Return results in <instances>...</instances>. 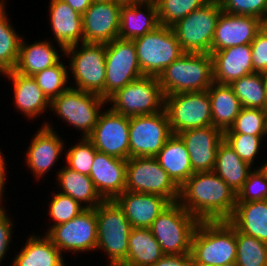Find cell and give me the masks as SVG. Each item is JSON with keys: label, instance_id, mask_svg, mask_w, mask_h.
I'll return each mask as SVG.
<instances>
[{"label": "cell", "instance_id": "6da1fadb", "mask_svg": "<svg viewBox=\"0 0 267 266\" xmlns=\"http://www.w3.org/2000/svg\"><path fill=\"white\" fill-rule=\"evenodd\" d=\"M237 194L216 173L195 172L179 188L178 203L199 221H228Z\"/></svg>", "mask_w": 267, "mask_h": 266}, {"label": "cell", "instance_id": "7a4b0ae2", "mask_svg": "<svg viewBox=\"0 0 267 266\" xmlns=\"http://www.w3.org/2000/svg\"><path fill=\"white\" fill-rule=\"evenodd\" d=\"M164 96L183 92H202L213 80L211 53H184L158 77Z\"/></svg>", "mask_w": 267, "mask_h": 266}, {"label": "cell", "instance_id": "3957f363", "mask_svg": "<svg viewBox=\"0 0 267 266\" xmlns=\"http://www.w3.org/2000/svg\"><path fill=\"white\" fill-rule=\"evenodd\" d=\"M191 256L199 263L222 266L236 261V228L229 221H200Z\"/></svg>", "mask_w": 267, "mask_h": 266}, {"label": "cell", "instance_id": "277c9868", "mask_svg": "<svg viewBox=\"0 0 267 266\" xmlns=\"http://www.w3.org/2000/svg\"><path fill=\"white\" fill-rule=\"evenodd\" d=\"M63 53L65 58L69 57L68 70L71 71L76 84L71 83L70 87L95 93L105 99V44L82 42L81 45L75 44L65 48Z\"/></svg>", "mask_w": 267, "mask_h": 266}, {"label": "cell", "instance_id": "5b68a950", "mask_svg": "<svg viewBox=\"0 0 267 266\" xmlns=\"http://www.w3.org/2000/svg\"><path fill=\"white\" fill-rule=\"evenodd\" d=\"M97 218V247L105 251L110 262L123 264L128 255V240L132 226L114 200H103L95 208Z\"/></svg>", "mask_w": 267, "mask_h": 266}, {"label": "cell", "instance_id": "8992f818", "mask_svg": "<svg viewBox=\"0 0 267 266\" xmlns=\"http://www.w3.org/2000/svg\"><path fill=\"white\" fill-rule=\"evenodd\" d=\"M199 220L178 202L170 203L149 227L164 254L191 253L192 237Z\"/></svg>", "mask_w": 267, "mask_h": 266}, {"label": "cell", "instance_id": "52a82bcc", "mask_svg": "<svg viewBox=\"0 0 267 266\" xmlns=\"http://www.w3.org/2000/svg\"><path fill=\"white\" fill-rule=\"evenodd\" d=\"M106 103L107 100L100 95L69 87L50 101L49 110L82 131L81 138H88Z\"/></svg>", "mask_w": 267, "mask_h": 266}, {"label": "cell", "instance_id": "ba28073f", "mask_svg": "<svg viewBox=\"0 0 267 266\" xmlns=\"http://www.w3.org/2000/svg\"><path fill=\"white\" fill-rule=\"evenodd\" d=\"M222 9L210 0L171 26L184 53H211L215 27Z\"/></svg>", "mask_w": 267, "mask_h": 266}, {"label": "cell", "instance_id": "9c48e42d", "mask_svg": "<svg viewBox=\"0 0 267 266\" xmlns=\"http://www.w3.org/2000/svg\"><path fill=\"white\" fill-rule=\"evenodd\" d=\"M133 41L144 76L159 77L167 66L184 54L171 27L160 25Z\"/></svg>", "mask_w": 267, "mask_h": 266}, {"label": "cell", "instance_id": "30bf717a", "mask_svg": "<svg viewBox=\"0 0 267 266\" xmlns=\"http://www.w3.org/2000/svg\"><path fill=\"white\" fill-rule=\"evenodd\" d=\"M107 103L124 116L154 114L164 110L165 96L158 77L143 76L113 94Z\"/></svg>", "mask_w": 267, "mask_h": 266}, {"label": "cell", "instance_id": "8fae6325", "mask_svg": "<svg viewBox=\"0 0 267 266\" xmlns=\"http://www.w3.org/2000/svg\"><path fill=\"white\" fill-rule=\"evenodd\" d=\"M126 191L162 196L178 202L179 187L160 166L155 157H130L126 167Z\"/></svg>", "mask_w": 267, "mask_h": 266}, {"label": "cell", "instance_id": "7c38bea8", "mask_svg": "<svg viewBox=\"0 0 267 266\" xmlns=\"http://www.w3.org/2000/svg\"><path fill=\"white\" fill-rule=\"evenodd\" d=\"M164 109L171 132L175 135L188 129L212 125L211 103L207 90L166 95Z\"/></svg>", "mask_w": 267, "mask_h": 266}, {"label": "cell", "instance_id": "4fadbf2b", "mask_svg": "<svg viewBox=\"0 0 267 266\" xmlns=\"http://www.w3.org/2000/svg\"><path fill=\"white\" fill-rule=\"evenodd\" d=\"M105 99L141 77L138 56L133 40L116 38L105 44Z\"/></svg>", "mask_w": 267, "mask_h": 266}, {"label": "cell", "instance_id": "5bb4252c", "mask_svg": "<svg viewBox=\"0 0 267 266\" xmlns=\"http://www.w3.org/2000/svg\"><path fill=\"white\" fill-rule=\"evenodd\" d=\"M173 135L165 109L140 116L129 122V158L155 157Z\"/></svg>", "mask_w": 267, "mask_h": 266}, {"label": "cell", "instance_id": "9a60e30c", "mask_svg": "<svg viewBox=\"0 0 267 266\" xmlns=\"http://www.w3.org/2000/svg\"><path fill=\"white\" fill-rule=\"evenodd\" d=\"M46 235L62 254L66 251H73L72 253L95 251L97 247L95 208H86L70 221L53 226Z\"/></svg>", "mask_w": 267, "mask_h": 266}, {"label": "cell", "instance_id": "2e32d148", "mask_svg": "<svg viewBox=\"0 0 267 266\" xmlns=\"http://www.w3.org/2000/svg\"><path fill=\"white\" fill-rule=\"evenodd\" d=\"M130 117L114 112L110 107L102 110L88 139L98 152L119 159L129 158Z\"/></svg>", "mask_w": 267, "mask_h": 266}, {"label": "cell", "instance_id": "e0dca14e", "mask_svg": "<svg viewBox=\"0 0 267 266\" xmlns=\"http://www.w3.org/2000/svg\"><path fill=\"white\" fill-rule=\"evenodd\" d=\"M120 8L118 2H92L82 15L84 42L107 44L118 38Z\"/></svg>", "mask_w": 267, "mask_h": 266}, {"label": "cell", "instance_id": "ac0fdd59", "mask_svg": "<svg viewBox=\"0 0 267 266\" xmlns=\"http://www.w3.org/2000/svg\"><path fill=\"white\" fill-rule=\"evenodd\" d=\"M264 24L257 17L234 15L222 11L216 23L211 53L250 44Z\"/></svg>", "mask_w": 267, "mask_h": 266}, {"label": "cell", "instance_id": "d6986e66", "mask_svg": "<svg viewBox=\"0 0 267 266\" xmlns=\"http://www.w3.org/2000/svg\"><path fill=\"white\" fill-rule=\"evenodd\" d=\"M177 135L186 146L193 172H212L218 146L223 141V132L210 125L188 129Z\"/></svg>", "mask_w": 267, "mask_h": 266}, {"label": "cell", "instance_id": "ffe728a7", "mask_svg": "<svg viewBox=\"0 0 267 266\" xmlns=\"http://www.w3.org/2000/svg\"><path fill=\"white\" fill-rule=\"evenodd\" d=\"M49 124L44 122L33 135L25 156V162L37 180L51 171L66 147L62 138L53 129V125Z\"/></svg>", "mask_w": 267, "mask_h": 266}, {"label": "cell", "instance_id": "44dd1931", "mask_svg": "<svg viewBox=\"0 0 267 266\" xmlns=\"http://www.w3.org/2000/svg\"><path fill=\"white\" fill-rule=\"evenodd\" d=\"M127 160L97 152L90 178L103 200H114L126 189Z\"/></svg>", "mask_w": 267, "mask_h": 266}, {"label": "cell", "instance_id": "7402d4cb", "mask_svg": "<svg viewBox=\"0 0 267 266\" xmlns=\"http://www.w3.org/2000/svg\"><path fill=\"white\" fill-rule=\"evenodd\" d=\"M114 201L121 208L132 228H149L170 202L162 196L124 191Z\"/></svg>", "mask_w": 267, "mask_h": 266}, {"label": "cell", "instance_id": "603a6c76", "mask_svg": "<svg viewBox=\"0 0 267 266\" xmlns=\"http://www.w3.org/2000/svg\"><path fill=\"white\" fill-rule=\"evenodd\" d=\"M213 80L220 85H230L234 80L254 73L250 44L229 47L211 53Z\"/></svg>", "mask_w": 267, "mask_h": 266}, {"label": "cell", "instance_id": "cb8c5ba5", "mask_svg": "<svg viewBox=\"0 0 267 266\" xmlns=\"http://www.w3.org/2000/svg\"><path fill=\"white\" fill-rule=\"evenodd\" d=\"M50 25L61 53L84 42L82 15L62 0H50Z\"/></svg>", "mask_w": 267, "mask_h": 266}, {"label": "cell", "instance_id": "d4e9b609", "mask_svg": "<svg viewBox=\"0 0 267 266\" xmlns=\"http://www.w3.org/2000/svg\"><path fill=\"white\" fill-rule=\"evenodd\" d=\"M2 75L13 83V98L16 110H19L28 119L33 120V118L41 116L47 107L50 108V100L32 76L22 75L15 71H9Z\"/></svg>", "mask_w": 267, "mask_h": 266}, {"label": "cell", "instance_id": "484cf974", "mask_svg": "<svg viewBox=\"0 0 267 266\" xmlns=\"http://www.w3.org/2000/svg\"><path fill=\"white\" fill-rule=\"evenodd\" d=\"M158 26L160 23L155 3L121 5L118 38L135 40Z\"/></svg>", "mask_w": 267, "mask_h": 266}, {"label": "cell", "instance_id": "4316f807", "mask_svg": "<svg viewBox=\"0 0 267 266\" xmlns=\"http://www.w3.org/2000/svg\"><path fill=\"white\" fill-rule=\"evenodd\" d=\"M27 43L22 36L18 60L13 71L22 75L33 76L60 61V51L58 52V49L49 40L35 41L29 45Z\"/></svg>", "mask_w": 267, "mask_h": 266}, {"label": "cell", "instance_id": "83f0119b", "mask_svg": "<svg viewBox=\"0 0 267 266\" xmlns=\"http://www.w3.org/2000/svg\"><path fill=\"white\" fill-rule=\"evenodd\" d=\"M155 159L179 188L194 173L189 153L178 135L173 134L165 142Z\"/></svg>", "mask_w": 267, "mask_h": 266}, {"label": "cell", "instance_id": "f1b7e54d", "mask_svg": "<svg viewBox=\"0 0 267 266\" xmlns=\"http://www.w3.org/2000/svg\"><path fill=\"white\" fill-rule=\"evenodd\" d=\"M63 259V254L46 234L30 235L11 266H66Z\"/></svg>", "mask_w": 267, "mask_h": 266}, {"label": "cell", "instance_id": "f546056e", "mask_svg": "<svg viewBox=\"0 0 267 266\" xmlns=\"http://www.w3.org/2000/svg\"><path fill=\"white\" fill-rule=\"evenodd\" d=\"M239 232L267 244V200L236 202L228 220Z\"/></svg>", "mask_w": 267, "mask_h": 266}, {"label": "cell", "instance_id": "4dcf8cb0", "mask_svg": "<svg viewBox=\"0 0 267 266\" xmlns=\"http://www.w3.org/2000/svg\"><path fill=\"white\" fill-rule=\"evenodd\" d=\"M212 112V125L222 132L228 130L242 109L230 85L213 83L207 90Z\"/></svg>", "mask_w": 267, "mask_h": 266}, {"label": "cell", "instance_id": "1f68e13d", "mask_svg": "<svg viewBox=\"0 0 267 266\" xmlns=\"http://www.w3.org/2000/svg\"><path fill=\"white\" fill-rule=\"evenodd\" d=\"M56 176L61 188L59 192L69 195L85 208H96L103 201L89 175L71 170L65 165L57 171Z\"/></svg>", "mask_w": 267, "mask_h": 266}, {"label": "cell", "instance_id": "d6a6232c", "mask_svg": "<svg viewBox=\"0 0 267 266\" xmlns=\"http://www.w3.org/2000/svg\"><path fill=\"white\" fill-rule=\"evenodd\" d=\"M223 140L217 149L213 172L221 177L236 194L241 190L253 170Z\"/></svg>", "mask_w": 267, "mask_h": 266}, {"label": "cell", "instance_id": "836d02e7", "mask_svg": "<svg viewBox=\"0 0 267 266\" xmlns=\"http://www.w3.org/2000/svg\"><path fill=\"white\" fill-rule=\"evenodd\" d=\"M165 254L149 228H132L128 240V255L122 265L152 266Z\"/></svg>", "mask_w": 267, "mask_h": 266}, {"label": "cell", "instance_id": "e575fe53", "mask_svg": "<svg viewBox=\"0 0 267 266\" xmlns=\"http://www.w3.org/2000/svg\"><path fill=\"white\" fill-rule=\"evenodd\" d=\"M9 21L5 0H0V73L13 71L19 55L21 34Z\"/></svg>", "mask_w": 267, "mask_h": 266}, {"label": "cell", "instance_id": "d590c367", "mask_svg": "<svg viewBox=\"0 0 267 266\" xmlns=\"http://www.w3.org/2000/svg\"><path fill=\"white\" fill-rule=\"evenodd\" d=\"M230 86L242 107L267 110L266 87L263 73L254 72L234 80Z\"/></svg>", "mask_w": 267, "mask_h": 266}, {"label": "cell", "instance_id": "8d00e7d4", "mask_svg": "<svg viewBox=\"0 0 267 266\" xmlns=\"http://www.w3.org/2000/svg\"><path fill=\"white\" fill-rule=\"evenodd\" d=\"M236 264L267 266V244L236 229Z\"/></svg>", "mask_w": 267, "mask_h": 266}, {"label": "cell", "instance_id": "74e56055", "mask_svg": "<svg viewBox=\"0 0 267 266\" xmlns=\"http://www.w3.org/2000/svg\"><path fill=\"white\" fill-rule=\"evenodd\" d=\"M210 0H159L156 3L160 25L171 27Z\"/></svg>", "mask_w": 267, "mask_h": 266}, {"label": "cell", "instance_id": "f35d334b", "mask_svg": "<svg viewBox=\"0 0 267 266\" xmlns=\"http://www.w3.org/2000/svg\"><path fill=\"white\" fill-rule=\"evenodd\" d=\"M223 133L267 136V110L242 107L233 125Z\"/></svg>", "mask_w": 267, "mask_h": 266}, {"label": "cell", "instance_id": "ab89813d", "mask_svg": "<svg viewBox=\"0 0 267 266\" xmlns=\"http://www.w3.org/2000/svg\"><path fill=\"white\" fill-rule=\"evenodd\" d=\"M67 70L66 65L62 61H59L54 66L44 69L32 77L36 80L37 85L46 97L51 101L70 87V85L67 86L69 79V71Z\"/></svg>", "mask_w": 267, "mask_h": 266}, {"label": "cell", "instance_id": "60d3db41", "mask_svg": "<svg viewBox=\"0 0 267 266\" xmlns=\"http://www.w3.org/2000/svg\"><path fill=\"white\" fill-rule=\"evenodd\" d=\"M80 140L66 151V166L79 173L90 175L93 160L98 151L88 138Z\"/></svg>", "mask_w": 267, "mask_h": 266}, {"label": "cell", "instance_id": "b9f144b4", "mask_svg": "<svg viewBox=\"0 0 267 266\" xmlns=\"http://www.w3.org/2000/svg\"><path fill=\"white\" fill-rule=\"evenodd\" d=\"M267 136L247 135L243 133H223V140L247 164L252 166L257 158L263 139Z\"/></svg>", "mask_w": 267, "mask_h": 266}, {"label": "cell", "instance_id": "7bdbcfd3", "mask_svg": "<svg viewBox=\"0 0 267 266\" xmlns=\"http://www.w3.org/2000/svg\"><path fill=\"white\" fill-rule=\"evenodd\" d=\"M49 201L51 203L49 202L50 205H48V213L52 218L51 220H54V224L49 226L50 228H48L47 232L55 225L70 221L86 209L69 195L61 192L54 193Z\"/></svg>", "mask_w": 267, "mask_h": 266}, {"label": "cell", "instance_id": "ee69618b", "mask_svg": "<svg viewBox=\"0 0 267 266\" xmlns=\"http://www.w3.org/2000/svg\"><path fill=\"white\" fill-rule=\"evenodd\" d=\"M222 11L267 21V0H219Z\"/></svg>", "mask_w": 267, "mask_h": 266}, {"label": "cell", "instance_id": "f6af8a7d", "mask_svg": "<svg viewBox=\"0 0 267 266\" xmlns=\"http://www.w3.org/2000/svg\"><path fill=\"white\" fill-rule=\"evenodd\" d=\"M267 200V180L256 168L249 173L241 190L237 193L236 202Z\"/></svg>", "mask_w": 267, "mask_h": 266}, {"label": "cell", "instance_id": "bcb514c9", "mask_svg": "<svg viewBox=\"0 0 267 266\" xmlns=\"http://www.w3.org/2000/svg\"><path fill=\"white\" fill-rule=\"evenodd\" d=\"M252 51V67L255 72L267 71V26L257 32L255 39L250 43Z\"/></svg>", "mask_w": 267, "mask_h": 266}, {"label": "cell", "instance_id": "7dc6e473", "mask_svg": "<svg viewBox=\"0 0 267 266\" xmlns=\"http://www.w3.org/2000/svg\"><path fill=\"white\" fill-rule=\"evenodd\" d=\"M9 216L5 207H0V264L7 255L11 239H13L11 235H13L14 224Z\"/></svg>", "mask_w": 267, "mask_h": 266}, {"label": "cell", "instance_id": "c3c4849f", "mask_svg": "<svg viewBox=\"0 0 267 266\" xmlns=\"http://www.w3.org/2000/svg\"><path fill=\"white\" fill-rule=\"evenodd\" d=\"M152 266H192V256L189 254H165Z\"/></svg>", "mask_w": 267, "mask_h": 266}, {"label": "cell", "instance_id": "681fc988", "mask_svg": "<svg viewBox=\"0 0 267 266\" xmlns=\"http://www.w3.org/2000/svg\"><path fill=\"white\" fill-rule=\"evenodd\" d=\"M6 159L4 158V155L2 154L1 152V149H0V207H3V193H4V185L6 184V179H7V176H6V169H7V162H5Z\"/></svg>", "mask_w": 267, "mask_h": 266}, {"label": "cell", "instance_id": "f907efd6", "mask_svg": "<svg viewBox=\"0 0 267 266\" xmlns=\"http://www.w3.org/2000/svg\"><path fill=\"white\" fill-rule=\"evenodd\" d=\"M66 2L72 9L83 15L90 7L93 0H62Z\"/></svg>", "mask_w": 267, "mask_h": 266}, {"label": "cell", "instance_id": "816d5d0a", "mask_svg": "<svg viewBox=\"0 0 267 266\" xmlns=\"http://www.w3.org/2000/svg\"><path fill=\"white\" fill-rule=\"evenodd\" d=\"M264 163L260 164L261 166L260 167L258 166V168L256 169L267 180V160H265Z\"/></svg>", "mask_w": 267, "mask_h": 266}, {"label": "cell", "instance_id": "f5cc1de1", "mask_svg": "<svg viewBox=\"0 0 267 266\" xmlns=\"http://www.w3.org/2000/svg\"><path fill=\"white\" fill-rule=\"evenodd\" d=\"M121 5L137 4L140 3V0H117Z\"/></svg>", "mask_w": 267, "mask_h": 266}, {"label": "cell", "instance_id": "db71d44e", "mask_svg": "<svg viewBox=\"0 0 267 266\" xmlns=\"http://www.w3.org/2000/svg\"><path fill=\"white\" fill-rule=\"evenodd\" d=\"M192 266H213V265H208V264L199 263V262H196V261L192 258Z\"/></svg>", "mask_w": 267, "mask_h": 266}, {"label": "cell", "instance_id": "11a10c76", "mask_svg": "<svg viewBox=\"0 0 267 266\" xmlns=\"http://www.w3.org/2000/svg\"><path fill=\"white\" fill-rule=\"evenodd\" d=\"M263 78H264V82H265L266 96H267V71L263 73Z\"/></svg>", "mask_w": 267, "mask_h": 266}, {"label": "cell", "instance_id": "9f6ffc18", "mask_svg": "<svg viewBox=\"0 0 267 266\" xmlns=\"http://www.w3.org/2000/svg\"><path fill=\"white\" fill-rule=\"evenodd\" d=\"M159 0H140V3L146 2V3H157Z\"/></svg>", "mask_w": 267, "mask_h": 266}, {"label": "cell", "instance_id": "6f0895ef", "mask_svg": "<svg viewBox=\"0 0 267 266\" xmlns=\"http://www.w3.org/2000/svg\"><path fill=\"white\" fill-rule=\"evenodd\" d=\"M93 2H117V0H93Z\"/></svg>", "mask_w": 267, "mask_h": 266}, {"label": "cell", "instance_id": "680465c9", "mask_svg": "<svg viewBox=\"0 0 267 266\" xmlns=\"http://www.w3.org/2000/svg\"><path fill=\"white\" fill-rule=\"evenodd\" d=\"M222 266H238V265L236 264V262H231V263L224 264Z\"/></svg>", "mask_w": 267, "mask_h": 266}, {"label": "cell", "instance_id": "91938a15", "mask_svg": "<svg viewBox=\"0 0 267 266\" xmlns=\"http://www.w3.org/2000/svg\"><path fill=\"white\" fill-rule=\"evenodd\" d=\"M108 266H125V265H122V264L110 265V264H108Z\"/></svg>", "mask_w": 267, "mask_h": 266}]
</instances>
